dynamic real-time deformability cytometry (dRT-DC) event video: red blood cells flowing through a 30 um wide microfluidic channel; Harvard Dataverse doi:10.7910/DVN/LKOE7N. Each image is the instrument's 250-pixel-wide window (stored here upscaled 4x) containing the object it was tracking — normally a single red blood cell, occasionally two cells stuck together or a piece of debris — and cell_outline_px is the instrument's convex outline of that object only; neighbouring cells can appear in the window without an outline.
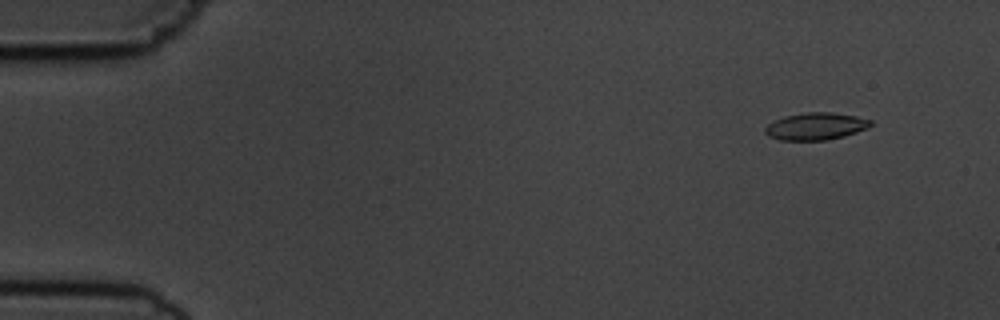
{"species": "common noctule bat (a hibernating species)", "species_latin": "Nyctalus noctula", "temperature_condition": "cold", "stored_images_in_passage": 5, "camera_frame_rate_fps": 3000, "um_per_image_px": 0.085, "animal": {"sex": "male", "body_mass_g": 19.5, "forearm_length_mm": 54.6}, "frame": {"image": 1, "passage_image": 2, "time_ms": 1.0, "image_size_px": [1000, 320], "cell_outline_px": [[872, 124], [868, 128], [844, 136], [828, 140], [780, 140], [768, 136], [764, 132], [764, 128], [768, 124], [784, 116], [804, 112], [832, 112], [856, 116], [872, 120]], "centroid_in_image_um": [69.34, 10.73], "position_along_channel_um": 15.7, "area_um2": 16.82}}
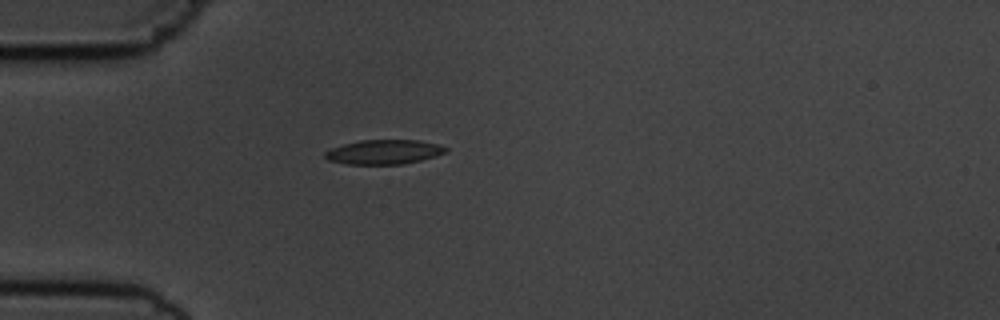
{"frame": {"image": 2, "passage_image": 5, "time_ms": 4.667, "image_size_px": [1000, 320], "cell_outline_px": [[448, 148], [444, 152], [436, 156], [404, 164], [348, 164], [328, 160], [324, 156], [324, 152], [332, 148], [344, 144], [360, 140], [420, 140], [440, 144]], "centroid_in_image_um": [32.65, 12.91], "position_along_channel_um": 52.4, "area_um2": 17.17}}